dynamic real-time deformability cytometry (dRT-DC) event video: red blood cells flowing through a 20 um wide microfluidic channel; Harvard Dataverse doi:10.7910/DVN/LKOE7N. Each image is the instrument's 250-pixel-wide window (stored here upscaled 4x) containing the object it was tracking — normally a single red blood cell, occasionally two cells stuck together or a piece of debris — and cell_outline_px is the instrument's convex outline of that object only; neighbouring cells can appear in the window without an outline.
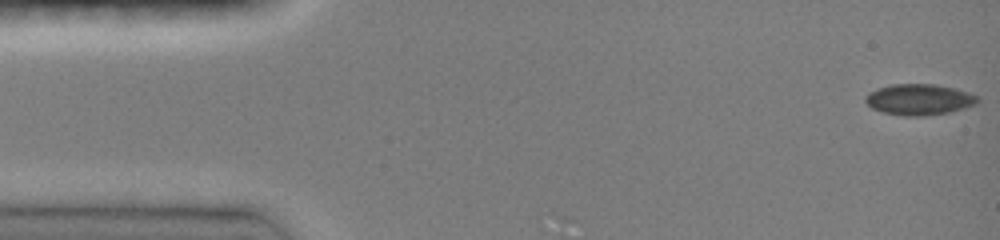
{"species": "common noctule bat (a hibernating species)", "species_latin": "Nyctalus noctula", "temperature_condition": "room temperature", "stored_images_in_passage": 5, "camera_frame_rate_fps": 3000, "um_per_image_px": 0.085, "animal": {"sex": "female", "body_mass_g": 19.0, "forearm_length_mm": 51.5}, "frame": {"image": 1, "passage_image": 1, "time_ms": 0.0, "image_size_px": [1000, 240], "cell_outline_px": [[980, 100], [976, 104], [964, 108], [948, 112], [924, 116], [904, 116], [884, 112], [872, 108], [864, 100], [864, 96], [868, 92], [876, 88], [892, 84], [936, 84], [968, 92], [976, 96]], "centroid_in_image_um": [78.09, 8.45], "position_along_channel_um": 6.9, "area_um2": 20.23}}